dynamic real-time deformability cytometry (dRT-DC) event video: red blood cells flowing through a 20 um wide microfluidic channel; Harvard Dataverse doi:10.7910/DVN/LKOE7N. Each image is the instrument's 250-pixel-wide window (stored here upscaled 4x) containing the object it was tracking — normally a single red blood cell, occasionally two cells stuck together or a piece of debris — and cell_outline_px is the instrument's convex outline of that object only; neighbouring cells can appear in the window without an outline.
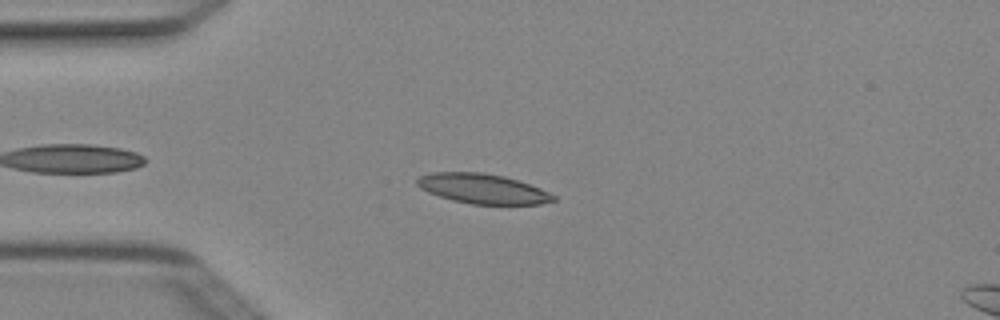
{"species": "Egyptian fruit bat (a non-hibernating species)", "species_latin": "Rousettus aegyptiacus", "temperature_condition": "cold", "stored_images_in_passage": 5, "segment_of_instrument_passage": [1, 2], "camera_frame_rate_fps": 3000, "um_per_image_px": 0.085, "animal": {"sex": "female"}, "frame": {"image": 1, "passage_image": 4, "time_ms": 1.0, "image_size_px": [1000, 320], "cell_outline_px": [[556, 200], [540, 204], [472, 204], [452, 200], [428, 192], [420, 188], [416, 184], [416, 180], [420, 176], [432, 172], [484, 172], [504, 176], [540, 188], [556, 196]], "centroid_in_image_um": [41.01, 16.03], "position_along_channel_um": 44.0, "area_um2": 23.58}}